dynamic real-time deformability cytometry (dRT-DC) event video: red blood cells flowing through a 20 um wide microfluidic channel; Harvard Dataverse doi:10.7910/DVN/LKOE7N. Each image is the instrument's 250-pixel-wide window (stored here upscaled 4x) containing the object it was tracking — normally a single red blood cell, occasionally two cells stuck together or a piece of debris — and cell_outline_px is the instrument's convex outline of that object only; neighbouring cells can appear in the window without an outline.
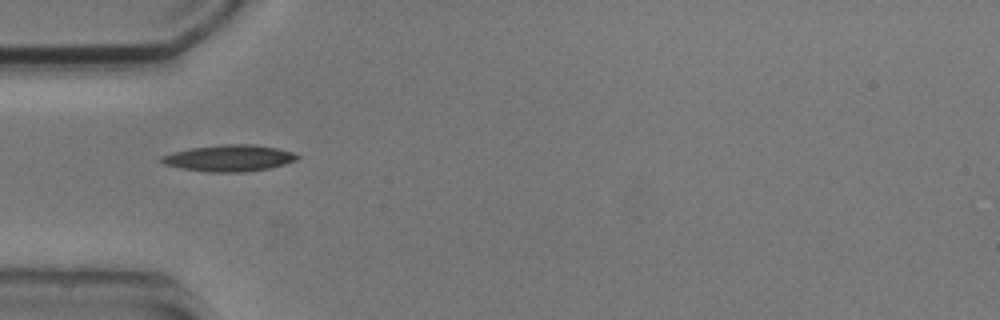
{"species": "common noctule bat (a hibernating species)", "species_latin": "Nyctalus noctula", "temperature_condition": "cold", "stored_images_in_passage": 7, "camera_frame_rate_fps": 3000, "um_per_image_px": 0.085, "animal": {"sex": "male", "body_mass_g": 20.5, "forearm_length_mm": 52.5}, "frame": {"image": 1, "passage_image": 1, "time_ms": 0.0, "image_size_px": [1000, 320], "cell_outline_px": [[300, 156], [296, 160], [284, 164], [268, 168], [244, 172], [208, 172], [180, 168], [164, 164], [160, 160], [160, 156], [172, 152], [192, 148], [224, 144], [252, 144], [276, 148], [292, 152]], "centroid_in_image_um": [19.45, 13.44], "position_along_channel_um": 65.5, "area_um2": 20.81}}
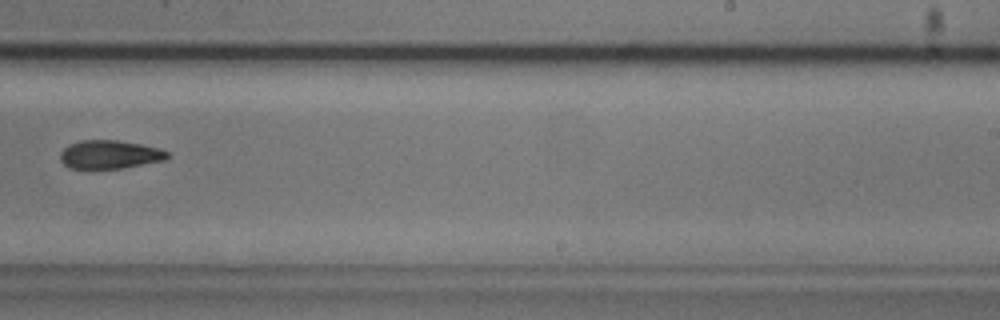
{"frame": {"image": 2, "passage_image": 6, "time_ms": 5.667, "image_size_px": [1000, 320], "cell_outline_px": [[168, 156], [164, 160], [120, 168], [68, 168], [60, 160], [60, 152], [68, 144], [80, 140], [116, 140], [140, 144], [160, 148], [168, 152]], "centroid_in_image_um": [9.28, 13.12], "position_along_channel_um": 279.7, "area_um2": 17.63}}